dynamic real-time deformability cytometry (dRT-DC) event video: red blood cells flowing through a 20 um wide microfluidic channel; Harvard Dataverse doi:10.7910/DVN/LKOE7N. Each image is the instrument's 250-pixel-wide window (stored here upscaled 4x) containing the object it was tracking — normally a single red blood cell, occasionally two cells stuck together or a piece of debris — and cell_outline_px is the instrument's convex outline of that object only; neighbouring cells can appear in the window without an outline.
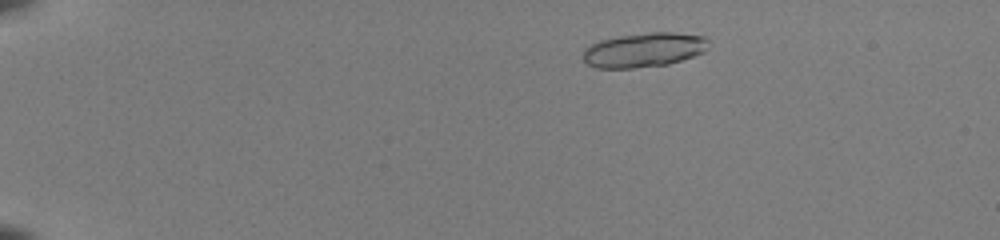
{"species": "common noctule bat (a hibernating species)", "species_latin": "Nyctalus noctula", "temperature_condition": "room temperature", "stored_images_in_passage": 42, "segment_of_instrument_passage": [1, 2], "camera_frame_rate_fps": 3000, "um_per_image_px": 0.085, "animal": {"sex": "female", "body_mass_g": 22.0, "forearm_length_mm": 56.7}, "frame": {"image": 1, "passage_image": 1, "time_ms": 0.0, "image_size_px": [1000, 240], "cell_outline_px": [[708, 48], [704, 52], [668, 64], [632, 68], [596, 68], [588, 64], [584, 60], [584, 48], [600, 40], [620, 36], [648, 32], [672, 32], [704, 36], [708, 40]], "centroid_in_image_um": [54.74, 4.24], "position_along_channel_um": 30.3, "area_um2": 25.03}}